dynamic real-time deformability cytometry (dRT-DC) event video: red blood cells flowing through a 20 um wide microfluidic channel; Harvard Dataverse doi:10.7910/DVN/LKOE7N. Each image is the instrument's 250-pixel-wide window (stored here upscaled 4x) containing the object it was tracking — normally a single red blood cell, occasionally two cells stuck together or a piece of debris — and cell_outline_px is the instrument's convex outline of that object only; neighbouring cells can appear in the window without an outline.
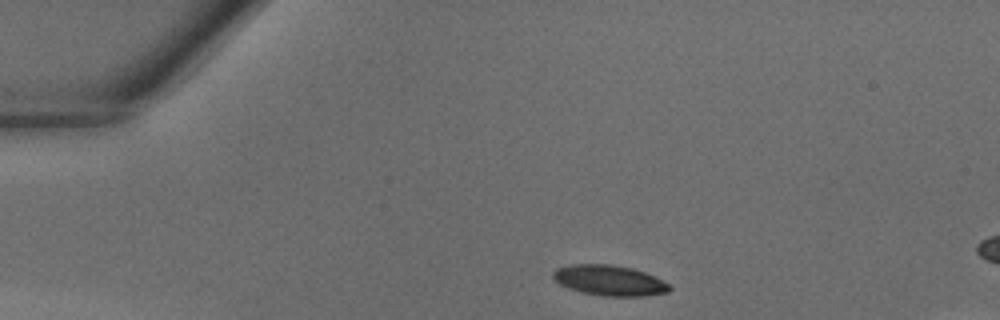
{"species": "common noctule bat (a hibernating species)", "species_latin": "Nyctalus noctula", "temperature_condition": "warm", "stored_images_in_passage": 33, "camera_frame_rate_fps": 3000, "um_per_image_px": 0.085, "animal": {"sex": "male", "body_mass_g": 18.8}, "frame": {"image": 1, "passage_image": 1, "time_ms": 0.0, "image_size_px": [1000, 320], "cell_outline_px": [[672, 288], [668, 292], [644, 296], [604, 296], [584, 292], [568, 288], [552, 280], [552, 272], [556, 268], [572, 264], [608, 264], [632, 268], [644, 272], [668, 284]], "centroid_in_image_um": [51.75, 23.83], "position_along_channel_um": 33.3, "area_um2": 20.52}}
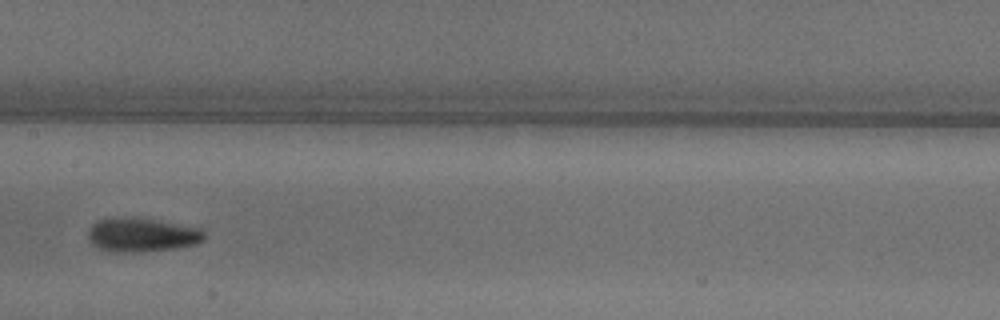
{"frame": {"image": 2, "passage_image": 14, "time_ms": 4.333, "image_size_px": [1000, 320], "cell_outline_px": [[204, 240], [196, 244], [176, 248], [144, 252], [108, 252], [92, 244], [88, 236], [88, 228], [96, 220], [112, 216], [124, 216], [152, 220], [200, 228], [204, 232]], "centroid_in_image_um": [11.99, 19.96], "position_along_channel_um": 195.4, "area_um2": 23.18}}
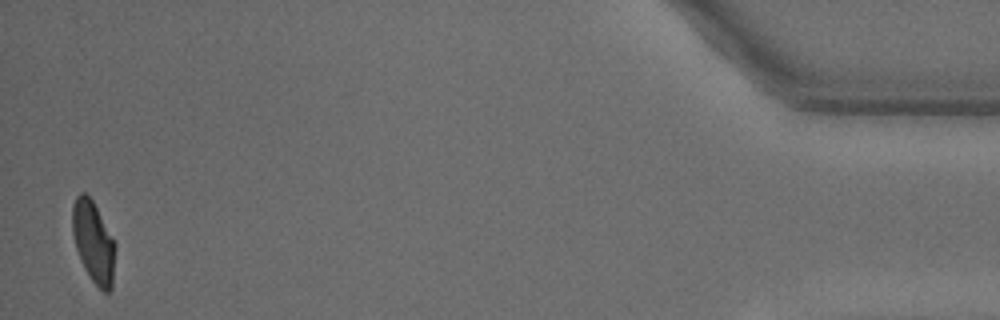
{"frame": {"image": 3, "passage_image": 33, "time_ms": 10.667, "image_size_px": [1000, 320], "cell_outline_px": [[116, 248], [112, 288], [108, 292], [104, 292], [92, 280], [84, 268], [76, 248], [72, 232], [72, 204], [76, 196], [80, 192], [84, 192], [92, 200], [116, 240]], "centroid_in_image_um": [7.96, 20.55], "position_along_channel_um": 427.2, "area_um2": 20.63}}